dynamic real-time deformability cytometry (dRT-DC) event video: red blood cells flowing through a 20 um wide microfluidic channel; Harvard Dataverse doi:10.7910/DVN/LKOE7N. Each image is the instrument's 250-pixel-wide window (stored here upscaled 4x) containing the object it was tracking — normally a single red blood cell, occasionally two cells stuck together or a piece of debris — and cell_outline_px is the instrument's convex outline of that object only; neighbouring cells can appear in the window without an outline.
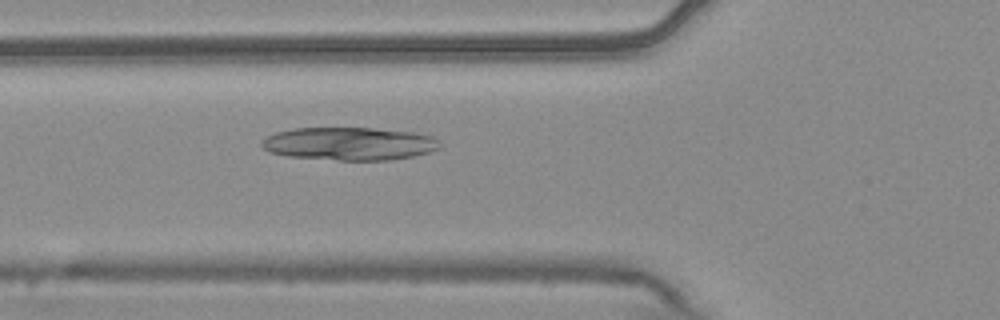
{"species": "common noctule bat (a hibernating species)", "species_latin": "Nyctalus noctula", "temperature_condition": "warm", "stored_images_in_passage": 6, "camera_frame_rate_fps": 3000, "um_per_image_px": 0.085, "animal": {"sex": "male", "body_mass_g": 20.4}, "frame": {"image": 1, "passage_image": 6, "time_ms": 1.667, "image_size_px": [1000, 320], "cell_outline_px": [[440, 148], [428, 152], [412, 156], [388, 160], [336, 160], [288, 156], [268, 152], [260, 144], [260, 140], [276, 132], [292, 128], [372, 128], [412, 132], [432, 136], [440, 144]], "centroid_in_image_um": [29.64, 12.21], "position_along_channel_um": 96.2, "area_um2": 34.16}}